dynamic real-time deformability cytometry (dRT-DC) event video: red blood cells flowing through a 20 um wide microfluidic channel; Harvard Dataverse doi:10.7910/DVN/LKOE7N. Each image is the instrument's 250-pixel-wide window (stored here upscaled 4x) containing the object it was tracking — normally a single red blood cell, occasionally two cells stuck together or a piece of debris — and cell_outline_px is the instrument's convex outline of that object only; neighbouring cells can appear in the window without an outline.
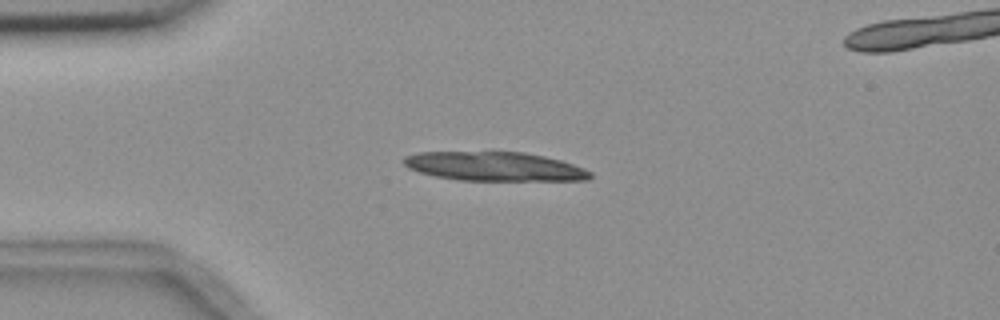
{"species": "common noctule bat (a hibernating species)", "species_latin": "Nyctalus noctula", "temperature_condition": "room temperature", "stored_images_in_passage": 4, "camera_frame_rate_fps": 3000, "um_per_image_px": 0.085, "animal": {"sex": "female", "body_mass_g": 18.4}, "frame": {"image": 1, "passage_image": 1, "time_ms": 0.0, "image_size_px": [1000, 320], "cell_outline_px": [[592, 176], [588, 180], [460, 180], [436, 176], [420, 172], [408, 168], [400, 160], [404, 156], [420, 152], [524, 152], [544, 156], [560, 160], [584, 168], [592, 172]], "centroid_in_image_um": [42.01, 14.14], "position_along_channel_um": 43.0, "area_um2": 31.44}}